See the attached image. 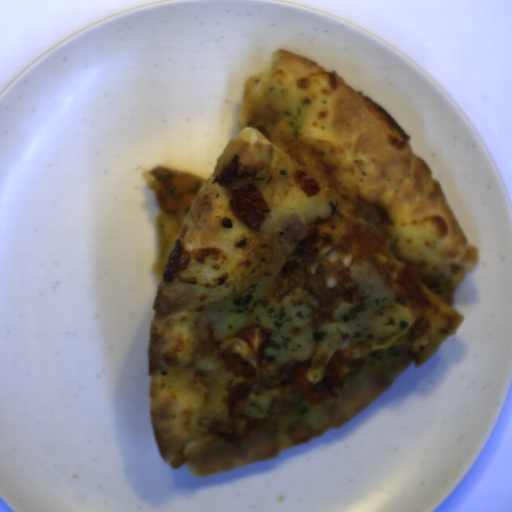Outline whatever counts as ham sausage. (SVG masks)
I'll return each mask as SVG.
<instances>
[{
	"instance_id": "obj_1",
	"label": "ham sausage",
	"mask_w": 512,
	"mask_h": 512,
	"mask_svg": "<svg viewBox=\"0 0 512 512\" xmlns=\"http://www.w3.org/2000/svg\"><path fill=\"white\" fill-rule=\"evenodd\" d=\"M279 454L277 441L265 430L250 435L241 444L207 453L201 464L204 475H213L250 463L264 462Z\"/></svg>"
},
{
	"instance_id": "obj_2",
	"label": "ham sausage",
	"mask_w": 512,
	"mask_h": 512,
	"mask_svg": "<svg viewBox=\"0 0 512 512\" xmlns=\"http://www.w3.org/2000/svg\"><path fill=\"white\" fill-rule=\"evenodd\" d=\"M306 224L298 216L287 219L279 228V238L287 245H299L307 236Z\"/></svg>"
}]
</instances>
